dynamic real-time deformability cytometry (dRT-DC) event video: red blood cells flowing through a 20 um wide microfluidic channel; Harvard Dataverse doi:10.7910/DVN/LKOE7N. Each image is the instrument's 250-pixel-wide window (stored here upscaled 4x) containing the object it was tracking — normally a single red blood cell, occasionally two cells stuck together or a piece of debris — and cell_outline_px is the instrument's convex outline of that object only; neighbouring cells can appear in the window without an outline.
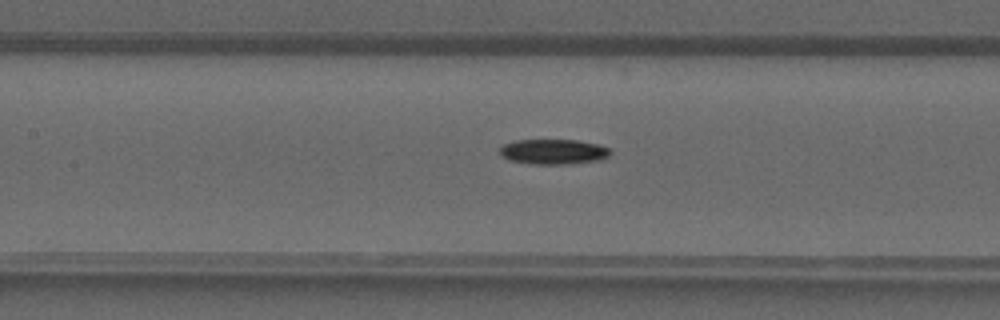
{"species": "common noctule bat (a hibernating species)", "species_latin": "Nyctalus noctula", "temperature_condition": "warm", "stored_images_in_passage": 30, "camera_frame_rate_fps": 3000, "um_per_image_px": 0.085, "animal": {"sex": "male", "forearm_length_mm": 52.5}, "frame": {"image": 1, "passage_image": 19, "time_ms": 6.0, "image_size_px": [1000, 320], "cell_outline_px": [[612, 152], [608, 156], [600, 160], [568, 164], [532, 164], [508, 160], [500, 156], [500, 148], [504, 144], [516, 140], [580, 140], [600, 144], [608, 148]], "centroid_in_image_um": [47.05, 12.89], "position_along_channel_um": 160.4, "area_um2": 16.36}}
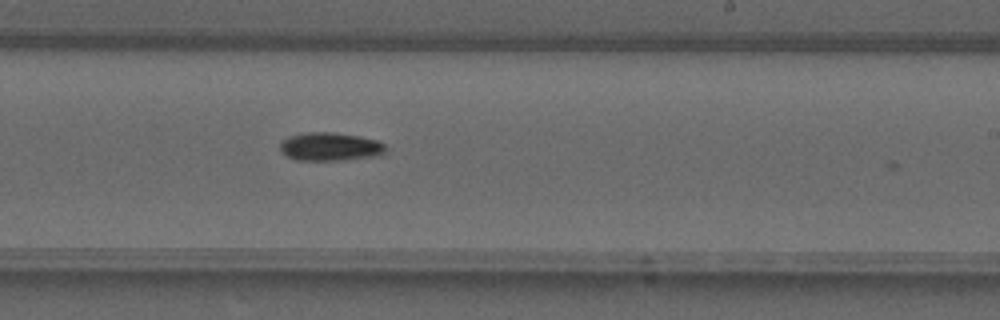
{"frame": {"image": 2, "passage_image": 25, "time_ms": 8.0, "image_size_px": [1000, 320], "cell_outline_px": [[388, 148], [380, 156], [344, 160], [296, 160], [280, 152], [280, 144], [288, 136], [308, 132], [332, 132], [360, 136], [376, 140], [384, 144]], "centroid_in_image_um": [28.09, 12.47], "position_along_channel_um": 260.9, "area_um2": 17.57}}
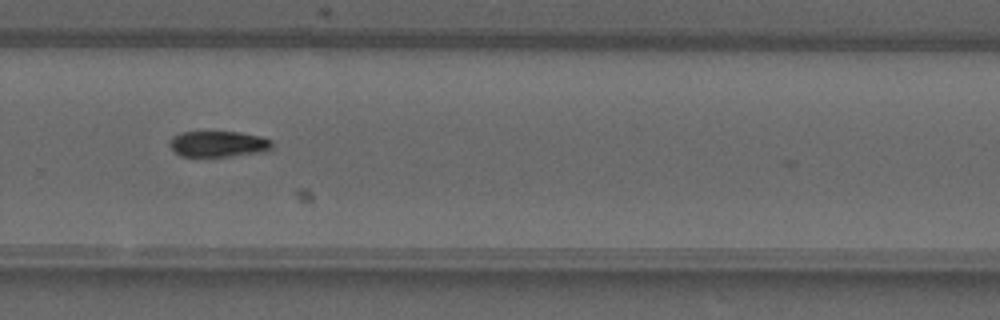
{"frame": {"image": 3, "passage_image": 28, "time_ms": 9.0, "image_size_px": [1000, 320], "cell_outline_px": [[272, 148], [268, 152], [228, 156], [180, 156], [168, 144], [172, 136], [180, 132], [240, 132], [260, 136], [272, 140]], "centroid_in_image_um": [18.59, 12.23], "position_along_channel_um": 311.2, "area_um2": 15.61}}